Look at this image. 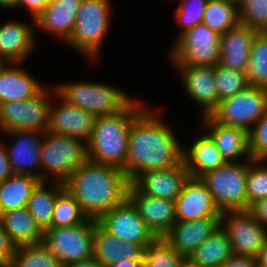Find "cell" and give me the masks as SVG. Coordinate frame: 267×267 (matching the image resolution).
Returning <instances> with one entry per match:
<instances>
[{"label":"cell","instance_id":"6da1fadb","mask_svg":"<svg viewBox=\"0 0 267 267\" xmlns=\"http://www.w3.org/2000/svg\"><path fill=\"white\" fill-rule=\"evenodd\" d=\"M159 116L148 106L132 121L125 162L130 183L143 172L170 168L183 161L184 144Z\"/></svg>","mask_w":267,"mask_h":267},{"label":"cell","instance_id":"7a4b0ae2","mask_svg":"<svg viewBox=\"0 0 267 267\" xmlns=\"http://www.w3.org/2000/svg\"><path fill=\"white\" fill-rule=\"evenodd\" d=\"M130 181L123 170L87 161L76 168L64 187L89 219L98 221L128 198Z\"/></svg>","mask_w":267,"mask_h":267},{"label":"cell","instance_id":"3957f363","mask_svg":"<svg viewBox=\"0 0 267 267\" xmlns=\"http://www.w3.org/2000/svg\"><path fill=\"white\" fill-rule=\"evenodd\" d=\"M147 106L145 101L134 98L119 113L97 116L87 141L89 161L117 167L125 173L130 126Z\"/></svg>","mask_w":267,"mask_h":267},{"label":"cell","instance_id":"277c9868","mask_svg":"<svg viewBox=\"0 0 267 267\" xmlns=\"http://www.w3.org/2000/svg\"><path fill=\"white\" fill-rule=\"evenodd\" d=\"M112 9L111 0H82L74 30L65 44L94 63L110 30Z\"/></svg>","mask_w":267,"mask_h":267},{"label":"cell","instance_id":"5b68a950","mask_svg":"<svg viewBox=\"0 0 267 267\" xmlns=\"http://www.w3.org/2000/svg\"><path fill=\"white\" fill-rule=\"evenodd\" d=\"M56 84L57 93L64 100L96 117L119 113L134 99L121 88L107 83L84 80Z\"/></svg>","mask_w":267,"mask_h":267},{"label":"cell","instance_id":"8992f818","mask_svg":"<svg viewBox=\"0 0 267 267\" xmlns=\"http://www.w3.org/2000/svg\"><path fill=\"white\" fill-rule=\"evenodd\" d=\"M41 181L64 183L87 162V142L79 138L45 132L40 146Z\"/></svg>","mask_w":267,"mask_h":267},{"label":"cell","instance_id":"52a82bcc","mask_svg":"<svg viewBox=\"0 0 267 267\" xmlns=\"http://www.w3.org/2000/svg\"><path fill=\"white\" fill-rule=\"evenodd\" d=\"M220 212L247 210V161L226 162L199 178Z\"/></svg>","mask_w":267,"mask_h":267},{"label":"cell","instance_id":"ba28073f","mask_svg":"<svg viewBox=\"0 0 267 267\" xmlns=\"http://www.w3.org/2000/svg\"><path fill=\"white\" fill-rule=\"evenodd\" d=\"M220 37L199 24L180 35L168 51L172 66H216L220 59ZM170 55V56H169Z\"/></svg>","mask_w":267,"mask_h":267},{"label":"cell","instance_id":"9c48e42d","mask_svg":"<svg viewBox=\"0 0 267 267\" xmlns=\"http://www.w3.org/2000/svg\"><path fill=\"white\" fill-rule=\"evenodd\" d=\"M48 85L35 97L24 101L5 102L0 105V132L37 130L47 132L49 107L57 92L55 84Z\"/></svg>","mask_w":267,"mask_h":267},{"label":"cell","instance_id":"30bf717a","mask_svg":"<svg viewBox=\"0 0 267 267\" xmlns=\"http://www.w3.org/2000/svg\"><path fill=\"white\" fill-rule=\"evenodd\" d=\"M267 110V89L248 86L221 100L209 116L219 124L240 127L249 132Z\"/></svg>","mask_w":267,"mask_h":267},{"label":"cell","instance_id":"8fae6325","mask_svg":"<svg viewBox=\"0 0 267 267\" xmlns=\"http://www.w3.org/2000/svg\"><path fill=\"white\" fill-rule=\"evenodd\" d=\"M94 220L70 227L49 228L44 232V244L58 257L61 264H69L93 257Z\"/></svg>","mask_w":267,"mask_h":267},{"label":"cell","instance_id":"7c38bea8","mask_svg":"<svg viewBox=\"0 0 267 267\" xmlns=\"http://www.w3.org/2000/svg\"><path fill=\"white\" fill-rule=\"evenodd\" d=\"M220 227L228 236L236 256L256 259L267 239V229L249 210L222 212Z\"/></svg>","mask_w":267,"mask_h":267},{"label":"cell","instance_id":"4fadbf2b","mask_svg":"<svg viewBox=\"0 0 267 267\" xmlns=\"http://www.w3.org/2000/svg\"><path fill=\"white\" fill-rule=\"evenodd\" d=\"M97 222L122 242L137 243L146 248L156 239L128 198L121 205L104 214Z\"/></svg>","mask_w":267,"mask_h":267},{"label":"cell","instance_id":"5bb4252c","mask_svg":"<svg viewBox=\"0 0 267 267\" xmlns=\"http://www.w3.org/2000/svg\"><path fill=\"white\" fill-rule=\"evenodd\" d=\"M95 120V115L69 104L56 92L49 107L47 132L75 137L87 142L93 131Z\"/></svg>","mask_w":267,"mask_h":267},{"label":"cell","instance_id":"9a60e30c","mask_svg":"<svg viewBox=\"0 0 267 267\" xmlns=\"http://www.w3.org/2000/svg\"><path fill=\"white\" fill-rule=\"evenodd\" d=\"M5 133L14 139L11 146L5 145L13 174L31 175L41 180L40 146L45 132L18 130Z\"/></svg>","mask_w":267,"mask_h":267},{"label":"cell","instance_id":"2e32d148","mask_svg":"<svg viewBox=\"0 0 267 267\" xmlns=\"http://www.w3.org/2000/svg\"><path fill=\"white\" fill-rule=\"evenodd\" d=\"M180 74L183 90L191 101L202 110L201 116L209 115L220 102L216 90L214 66H174Z\"/></svg>","mask_w":267,"mask_h":267},{"label":"cell","instance_id":"e0dca14e","mask_svg":"<svg viewBox=\"0 0 267 267\" xmlns=\"http://www.w3.org/2000/svg\"><path fill=\"white\" fill-rule=\"evenodd\" d=\"M128 199L137 208L139 216L156 238H163L177 222L176 204L173 200L143 194L131 183Z\"/></svg>","mask_w":267,"mask_h":267},{"label":"cell","instance_id":"ac0fdd59","mask_svg":"<svg viewBox=\"0 0 267 267\" xmlns=\"http://www.w3.org/2000/svg\"><path fill=\"white\" fill-rule=\"evenodd\" d=\"M190 177L184 162L179 165L139 174L131 184L141 193L175 201L182 193L185 182Z\"/></svg>","mask_w":267,"mask_h":267},{"label":"cell","instance_id":"d6986e66","mask_svg":"<svg viewBox=\"0 0 267 267\" xmlns=\"http://www.w3.org/2000/svg\"><path fill=\"white\" fill-rule=\"evenodd\" d=\"M32 24L11 20L0 25V60L3 63H22L33 54L37 39L35 22Z\"/></svg>","mask_w":267,"mask_h":267},{"label":"cell","instance_id":"ffe728a7","mask_svg":"<svg viewBox=\"0 0 267 267\" xmlns=\"http://www.w3.org/2000/svg\"><path fill=\"white\" fill-rule=\"evenodd\" d=\"M201 132L205 131L227 162L251 161L249 132L240 127L215 122L209 115L201 117ZM241 159V160H240Z\"/></svg>","mask_w":267,"mask_h":267},{"label":"cell","instance_id":"44dd1931","mask_svg":"<svg viewBox=\"0 0 267 267\" xmlns=\"http://www.w3.org/2000/svg\"><path fill=\"white\" fill-rule=\"evenodd\" d=\"M176 217L180 221L221 217L212 194L199 178L189 177L182 193L176 198Z\"/></svg>","mask_w":267,"mask_h":267},{"label":"cell","instance_id":"7402d4cb","mask_svg":"<svg viewBox=\"0 0 267 267\" xmlns=\"http://www.w3.org/2000/svg\"><path fill=\"white\" fill-rule=\"evenodd\" d=\"M220 217L180 221L163 237L181 256L188 259L195 250L218 228Z\"/></svg>","mask_w":267,"mask_h":267},{"label":"cell","instance_id":"603a6c76","mask_svg":"<svg viewBox=\"0 0 267 267\" xmlns=\"http://www.w3.org/2000/svg\"><path fill=\"white\" fill-rule=\"evenodd\" d=\"M82 0H51L35 19L37 30L68 41L75 27Z\"/></svg>","mask_w":267,"mask_h":267},{"label":"cell","instance_id":"cb8c5ba5","mask_svg":"<svg viewBox=\"0 0 267 267\" xmlns=\"http://www.w3.org/2000/svg\"><path fill=\"white\" fill-rule=\"evenodd\" d=\"M258 32L239 23L220 37L219 65L247 72L252 41Z\"/></svg>","mask_w":267,"mask_h":267},{"label":"cell","instance_id":"d4e9b609","mask_svg":"<svg viewBox=\"0 0 267 267\" xmlns=\"http://www.w3.org/2000/svg\"><path fill=\"white\" fill-rule=\"evenodd\" d=\"M145 247L141 244L120 240L104 230L94 220L93 257L103 266L110 267L125 260H143Z\"/></svg>","mask_w":267,"mask_h":267},{"label":"cell","instance_id":"484cf974","mask_svg":"<svg viewBox=\"0 0 267 267\" xmlns=\"http://www.w3.org/2000/svg\"><path fill=\"white\" fill-rule=\"evenodd\" d=\"M19 64L3 63L0 66V105L31 99L46 87Z\"/></svg>","mask_w":267,"mask_h":267},{"label":"cell","instance_id":"4316f807","mask_svg":"<svg viewBox=\"0 0 267 267\" xmlns=\"http://www.w3.org/2000/svg\"><path fill=\"white\" fill-rule=\"evenodd\" d=\"M199 136L188 148L183 146V162L193 178H200L227 162L205 131Z\"/></svg>","mask_w":267,"mask_h":267},{"label":"cell","instance_id":"83f0119b","mask_svg":"<svg viewBox=\"0 0 267 267\" xmlns=\"http://www.w3.org/2000/svg\"><path fill=\"white\" fill-rule=\"evenodd\" d=\"M0 218L9 238L16 246L43 242L44 232L38 227L27 207L3 213Z\"/></svg>","mask_w":267,"mask_h":267},{"label":"cell","instance_id":"f1b7e54d","mask_svg":"<svg viewBox=\"0 0 267 267\" xmlns=\"http://www.w3.org/2000/svg\"><path fill=\"white\" fill-rule=\"evenodd\" d=\"M64 188L61 182L40 181L31 193L27 209L43 232L51 228L55 200Z\"/></svg>","mask_w":267,"mask_h":267},{"label":"cell","instance_id":"f546056e","mask_svg":"<svg viewBox=\"0 0 267 267\" xmlns=\"http://www.w3.org/2000/svg\"><path fill=\"white\" fill-rule=\"evenodd\" d=\"M41 180L26 174H13L0 183V216L27 207L33 189Z\"/></svg>","mask_w":267,"mask_h":267},{"label":"cell","instance_id":"4dcf8cb0","mask_svg":"<svg viewBox=\"0 0 267 267\" xmlns=\"http://www.w3.org/2000/svg\"><path fill=\"white\" fill-rule=\"evenodd\" d=\"M234 255L230 240L224 230H215L189 257L201 267H219L225 260Z\"/></svg>","mask_w":267,"mask_h":267},{"label":"cell","instance_id":"1f68e13d","mask_svg":"<svg viewBox=\"0 0 267 267\" xmlns=\"http://www.w3.org/2000/svg\"><path fill=\"white\" fill-rule=\"evenodd\" d=\"M239 10L237 0H209L203 16V24L219 35L237 26Z\"/></svg>","mask_w":267,"mask_h":267},{"label":"cell","instance_id":"d6a6232c","mask_svg":"<svg viewBox=\"0 0 267 267\" xmlns=\"http://www.w3.org/2000/svg\"><path fill=\"white\" fill-rule=\"evenodd\" d=\"M58 257L44 242L17 246L9 267H61Z\"/></svg>","mask_w":267,"mask_h":267},{"label":"cell","instance_id":"836d02e7","mask_svg":"<svg viewBox=\"0 0 267 267\" xmlns=\"http://www.w3.org/2000/svg\"><path fill=\"white\" fill-rule=\"evenodd\" d=\"M88 219L81 209L80 204L64 188L55 200L51 228L70 227L82 224Z\"/></svg>","mask_w":267,"mask_h":267},{"label":"cell","instance_id":"e575fe53","mask_svg":"<svg viewBox=\"0 0 267 267\" xmlns=\"http://www.w3.org/2000/svg\"><path fill=\"white\" fill-rule=\"evenodd\" d=\"M246 74L250 85L267 89V32L253 39Z\"/></svg>","mask_w":267,"mask_h":267},{"label":"cell","instance_id":"d590c367","mask_svg":"<svg viewBox=\"0 0 267 267\" xmlns=\"http://www.w3.org/2000/svg\"><path fill=\"white\" fill-rule=\"evenodd\" d=\"M184 259L164 238H156L145 248L143 266L179 267Z\"/></svg>","mask_w":267,"mask_h":267},{"label":"cell","instance_id":"8d00e7d4","mask_svg":"<svg viewBox=\"0 0 267 267\" xmlns=\"http://www.w3.org/2000/svg\"><path fill=\"white\" fill-rule=\"evenodd\" d=\"M214 77L219 101L232 97L250 86L246 72L214 66Z\"/></svg>","mask_w":267,"mask_h":267},{"label":"cell","instance_id":"74e56055","mask_svg":"<svg viewBox=\"0 0 267 267\" xmlns=\"http://www.w3.org/2000/svg\"><path fill=\"white\" fill-rule=\"evenodd\" d=\"M247 210L258 200L267 198V160L247 161Z\"/></svg>","mask_w":267,"mask_h":267},{"label":"cell","instance_id":"f35d334b","mask_svg":"<svg viewBox=\"0 0 267 267\" xmlns=\"http://www.w3.org/2000/svg\"><path fill=\"white\" fill-rule=\"evenodd\" d=\"M178 7H176L175 20L179 25V33L176 35L175 41L184 32L192 29L196 25L203 23V16L209 0H177Z\"/></svg>","mask_w":267,"mask_h":267},{"label":"cell","instance_id":"ab89813d","mask_svg":"<svg viewBox=\"0 0 267 267\" xmlns=\"http://www.w3.org/2000/svg\"><path fill=\"white\" fill-rule=\"evenodd\" d=\"M239 21L258 33L267 32V0H238Z\"/></svg>","mask_w":267,"mask_h":267},{"label":"cell","instance_id":"60d3db41","mask_svg":"<svg viewBox=\"0 0 267 267\" xmlns=\"http://www.w3.org/2000/svg\"><path fill=\"white\" fill-rule=\"evenodd\" d=\"M249 151L252 160H267V110L249 131Z\"/></svg>","mask_w":267,"mask_h":267},{"label":"cell","instance_id":"b9f144b4","mask_svg":"<svg viewBox=\"0 0 267 267\" xmlns=\"http://www.w3.org/2000/svg\"><path fill=\"white\" fill-rule=\"evenodd\" d=\"M16 247L9 238L0 218V267H9Z\"/></svg>","mask_w":267,"mask_h":267},{"label":"cell","instance_id":"7bdbcfd3","mask_svg":"<svg viewBox=\"0 0 267 267\" xmlns=\"http://www.w3.org/2000/svg\"><path fill=\"white\" fill-rule=\"evenodd\" d=\"M51 0H17L16 8L24 9L28 12L31 21L35 22V19L43 12L45 7Z\"/></svg>","mask_w":267,"mask_h":267},{"label":"cell","instance_id":"ee69618b","mask_svg":"<svg viewBox=\"0 0 267 267\" xmlns=\"http://www.w3.org/2000/svg\"><path fill=\"white\" fill-rule=\"evenodd\" d=\"M249 211L254 218L267 229V198L253 203L249 207Z\"/></svg>","mask_w":267,"mask_h":267},{"label":"cell","instance_id":"f6af8a7d","mask_svg":"<svg viewBox=\"0 0 267 267\" xmlns=\"http://www.w3.org/2000/svg\"><path fill=\"white\" fill-rule=\"evenodd\" d=\"M13 175L5 143L0 139V183Z\"/></svg>","mask_w":267,"mask_h":267},{"label":"cell","instance_id":"bcb514c9","mask_svg":"<svg viewBox=\"0 0 267 267\" xmlns=\"http://www.w3.org/2000/svg\"><path fill=\"white\" fill-rule=\"evenodd\" d=\"M219 267H257V260L252 257L233 255L225 260Z\"/></svg>","mask_w":267,"mask_h":267},{"label":"cell","instance_id":"7dc6e473","mask_svg":"<svg viewBox=\"0 0 267 267\" xmlns=\"http://www.w3.org/2000/svg\"><path fill=\"white\" fill-rule=\"evenodd\" d=\"M61 267H103L94 257L69 264H62Z\"/></svg>","mask_w":267,"mask_h":267},{"label":"cell","instance_id":"c3c4849f","mask_svg":"<svg viewBox=\"0 0 267 267\" xmlns=\"http://www.w3.org/2000/svg\"><path fill=\"white\" fill-rule=\"evenodd\" d=\"M110 267H144L143 260H125L121 259L119 262Z\"/></svg>","mask_w":267,"mask_h":267},{"label":"cell","instance_id":"681fc988","mask_svg":"<svg viewBox=\"0 0 267 267\" xmlns=\"http://www.w3.org/2000/svg\"><path fill=\"white\" fill-rule=\"evenodd\" d=\"M258 267H267V239L256 258Z\"/></svg>","mask_w":267,"mask_h":267},{"label":"cell","instance_id":"f907efd6","mask_svg":"<svg viewBox=\"0 0 267 267\" xmlns=\"http://www.w3.org/2000/svg\"><path fill=\"white\" fill-rule=\"evenodd\" d=\"M17 0H0V7L3 9H15Z\"/></svg>","mask_w":267,"mask_h":267},{"label":"cell","instance_id":"816d5d0a","mask_svg":"<svg viewBox=\"0 0 267 267\" xmlns=\"http://www.w3.org/2000/svg\"><path fill=\"white\" fill-rule=\"evenodd\" d=\"M179 267H201L198 266L196 264H194L189 258L188 259H184V261L182 262V264Z\"/></svg>","mask_w":267,"mask_h":267}]
</instances>
